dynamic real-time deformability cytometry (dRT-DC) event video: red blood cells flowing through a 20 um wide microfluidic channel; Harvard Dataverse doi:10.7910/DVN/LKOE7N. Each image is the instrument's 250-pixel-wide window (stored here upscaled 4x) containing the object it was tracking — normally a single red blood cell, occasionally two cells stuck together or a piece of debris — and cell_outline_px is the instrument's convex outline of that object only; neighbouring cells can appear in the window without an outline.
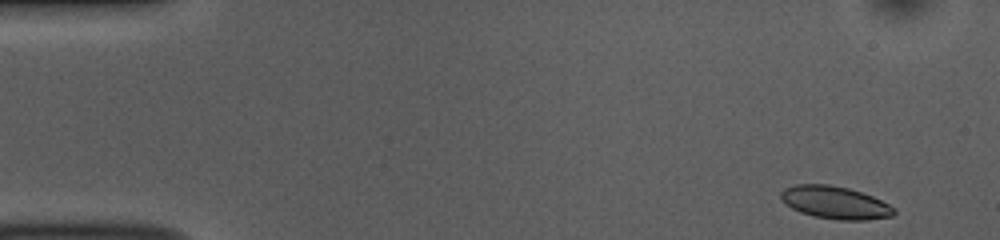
{"species": "common noctule bat (a hibernating species)", "species_latin": "Nyctalus noctula", "temperature_condition": "room temperature", "stored_images_in_passage": 52, "segment_of_instrument_passage": [1, 2], "camera_frame_rate_fps": 3000, "um_per_image_px": 0.085, "animal": {"sex": "female", "body_mass_g": 10.0, "forearm_length_mm": 53.1}, "frame": {"image": 1, "passage_image": 1, "time_ms": 0.0, "image_size_px": [1000, 240], "cell_outline_px": [[896, 212], [892, 216], [868, 220], [840, 220], [812, 216], [800, 212], [792, 208], [780, 200], [780, 192], [784, 188], [796, 184], [828, 184], [848, 188], [872, 196], [896, 208]], "centroid_in_image_um": [70.96, 17.22], "position_along_channel_um": 14.0, "area_um2": 21.62}}
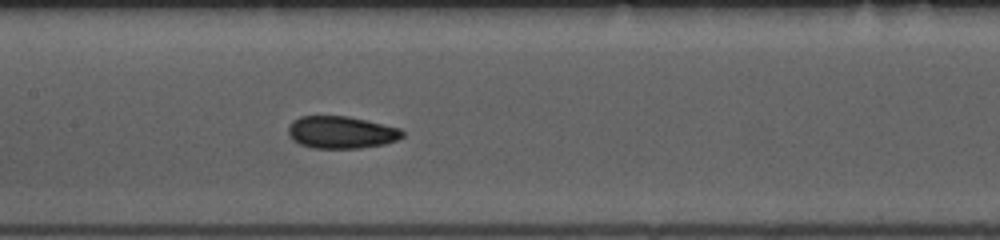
{"frame": {"image": 2, "passage_image": 23, "time_ms": 7.333, "image_size_px": [1000, 240], "cell_outline_px": [[404, 136], [396, 140], [384, 144], [360, 148], [312, 148], [300, 144], [292, 140], [288, 136], [288, 124], [292, 120], [300, 116], [348, 116], [400, 128], [404, 132]], "centroid_in_image_um": [28.96, 11.24], "position_along_channel_um": 178.4, "area_um2": 21.62}}
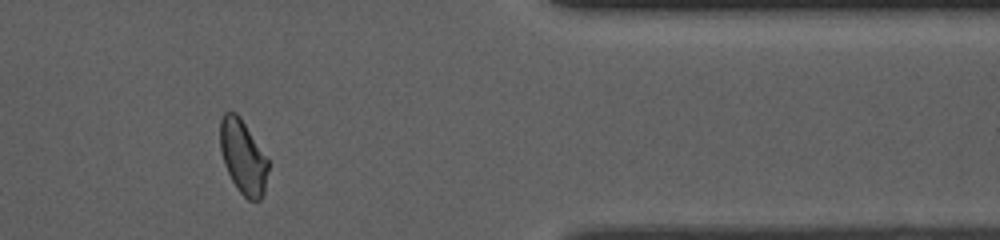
{"frame": {"image": 3, "passage_image": 42, "time_ms": 13.667, "image_size_px": [1000, 240], "cell_outline_px": [[268, 168], [264, 192], [260, 200], [248, 200], [236, 188], [224, 164], [220, 148], [220, 120], [224, 112], [236, 112], [240, 116], [268, 160]], "centroid_in_image_um": [20.64, 13.33], "position_along_channel_um": 390.8, "area_um2": 20.52}}